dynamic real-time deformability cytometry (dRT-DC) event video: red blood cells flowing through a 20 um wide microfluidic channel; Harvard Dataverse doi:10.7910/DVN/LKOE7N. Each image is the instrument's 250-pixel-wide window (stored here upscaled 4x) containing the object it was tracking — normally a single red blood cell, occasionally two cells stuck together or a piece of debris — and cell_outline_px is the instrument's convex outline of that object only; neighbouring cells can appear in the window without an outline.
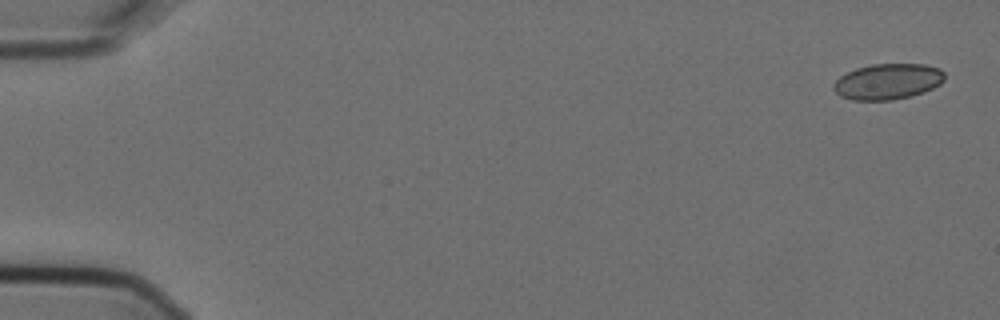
{"species": "Egyptian fruit bat (a non-hibernating species)", "species_latin": "Rousettus aegyptiacus", "temperature_condition": "cold", "stored_images_in_passage": 6, "camera_frame_rate_fps": 3000, "um_per_image_px": 0.085, "animal": {"sex": "female"}, "frame": {"image": 1, "passage_image": 1, "time_ms": 0.0, "image_size_px": [1000, 320], "cell_outline_px": [[944, 80], [940, 84], [924, 92], [912, 96], [892, 100], [852, 100], [840, 96], [832, 88], [832, 84], [840, 76], [856, 68], [872, 64], [924, 64], [940, 68], [944, 72]], "centroid_in_image_um": [75.46, 6.93], "position_along_channel_um": 9.5, "area_um2": 23.29}}
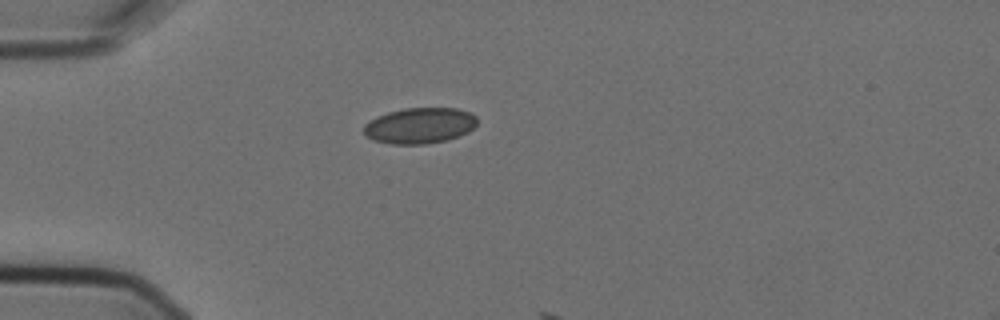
{"frame": {"image": 2, "passage_image": 5, "time_ms": 1.333, "image_size_px": [1000, 320], "cell_outline_px": [[476, 124], [468, 132], [460, 136], [444, 140], [424, 144], [388, 144], [372, 140], [364, 136], [364, 124], [376, 116], [388, 112], [404, 108], [456, 108], [468, 112], [476, 116]], "centroid_in_image_um": [35.63, 10.68], "position_along_channel_um": 49.4, "area_um2": 23.76}}